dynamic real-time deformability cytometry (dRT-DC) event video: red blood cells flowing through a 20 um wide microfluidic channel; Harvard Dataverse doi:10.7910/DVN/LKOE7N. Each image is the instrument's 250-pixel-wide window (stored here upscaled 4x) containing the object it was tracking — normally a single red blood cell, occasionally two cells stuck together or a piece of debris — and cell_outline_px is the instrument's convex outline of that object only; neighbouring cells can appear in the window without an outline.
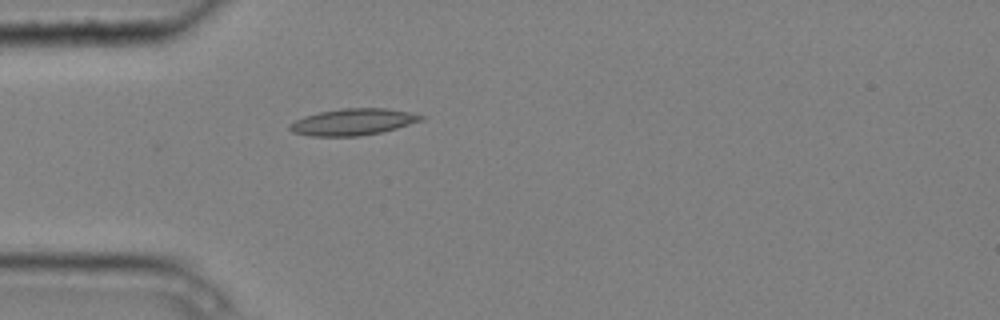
{"species": "common noctule bat (a hibernating species)", "species_latin": "Nyctalus noctula", "temperature_condition": "cold", "stored_images_in_passage": 1, "camera_frame_rate_fps": 3000, "um_per_image_px": 0.085, "animal": {"sex": "male", "body_mass_g": 20.4}, "frame": {"image": 1, "passage_image": 1, "time_ms": 0.0, "image_size_px": [1000, 320], "cell_outline_px": [[424, 120], [396, 128], [380, 132], [360, 136], [312, 136], [292, 132], [288, 128], [288, 124], [304, 116], [320, 112], [340, 108], [388, 108], [408, 112], [424, 116]], "centroid_in_image_um": [29.98, 10.36], "position_along_channel_um": 55.0, "area_um2": 20.29}}